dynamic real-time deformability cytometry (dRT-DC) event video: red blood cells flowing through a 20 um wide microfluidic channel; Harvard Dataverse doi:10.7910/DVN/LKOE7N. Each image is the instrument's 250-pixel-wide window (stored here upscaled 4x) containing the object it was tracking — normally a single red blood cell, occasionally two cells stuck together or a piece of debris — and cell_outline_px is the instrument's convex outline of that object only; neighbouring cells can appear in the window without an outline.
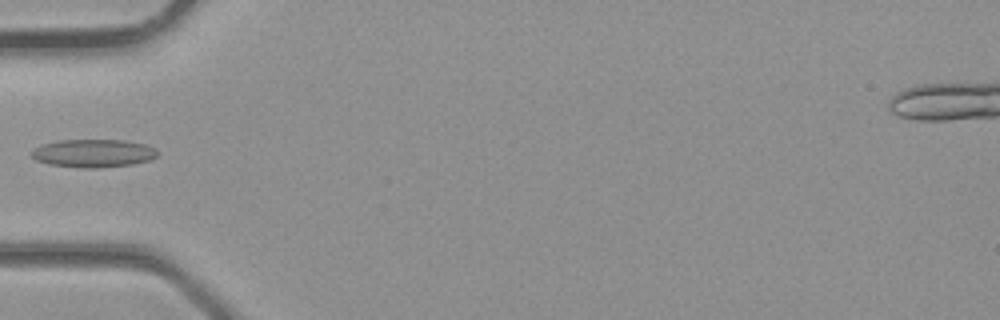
{"species": "common noctule bat (a hibernating species)", "species_latin": "Nyctalus noctula", "temperature_condition": "room temperature", "stored_images_in_passage": 2, "camera_frame_rate_fps": 3000, "um_per_image_px": 0.085, "animal": {"sex": "male", "body_mass_g": 23.1, "forearm_length_mm": 52.7}, "frame": {"image": 1, "passage_image": 2, "time_ms": 0.333, "image_size_px": [1000, 320], "cell_outline_px": [[160, 152], [152, 160], [132, 164], [100, 168], [80, 168], [48, 164], [36, 160], [32, 156], [32, 152], [40, 144], [56, 140], [124, 140], [144, 144], [156, 148]], "centroid_in_image_um": [7.96, 13.03], "position_along_channel_um": 77.0, "area_um2": 20.81}}